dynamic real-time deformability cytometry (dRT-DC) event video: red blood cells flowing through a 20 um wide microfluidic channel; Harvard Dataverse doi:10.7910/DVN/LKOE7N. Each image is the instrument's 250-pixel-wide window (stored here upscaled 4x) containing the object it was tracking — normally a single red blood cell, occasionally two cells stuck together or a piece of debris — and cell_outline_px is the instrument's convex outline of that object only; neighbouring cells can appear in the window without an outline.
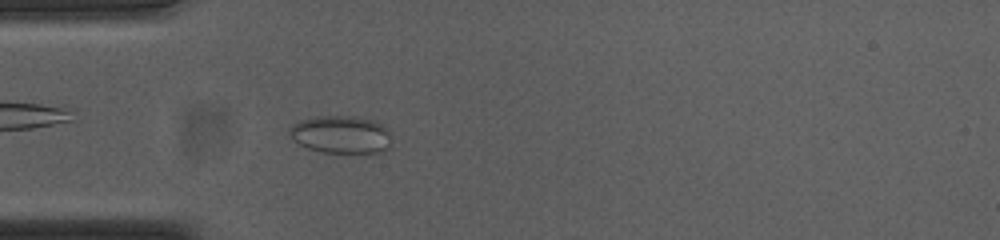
{"species": "common noctule bat (a hibernating species)", "species_latin": "Nyctalus noctula", "temperature_condition": "cold", "stored_images_in_passage": 54, "camera_frame_rate_fps": 3000, "um_per_image_px": 0.085, "animal": {"sex": "female", "body_mass_g": 23.0, "forearm_length_mm": 53.4}, "frame": {"image": 1, "passage_image": 15, "time_ms": 4.667, "image_size_px": [1000, 240], "cell_outline_px": [[392, 148], [380, 152], [324, 152], [308, 148], [300, 144], [288, 136], [288, 128], [292, 124], [300, 120], [316, 116], [356, 116], [372, 120], [388, 128], [392, 144]], "centroid_in_image_um": [28.99, 11.43], "position_along_channel_um": 56.0, "area_um2": 22.66}}
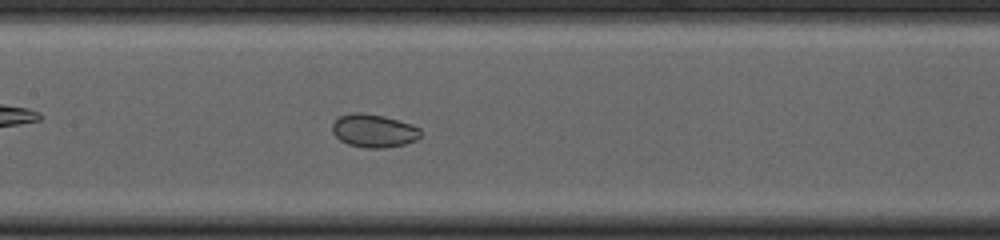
{"frame": {"image": 2, "passage_image": 25, "time_ms": 8.0, "image_size_px": [1000, 240], "cell_outline_px": [[420, 136], [416, 140], [404, 144], [384, 148], [364, 148], [348, 144], [340, 140], [332, 132], [332, 124], [340, 116], [352, 112], [360, 112], [384, 116], [412, 124], [420, 128]], "centroid_in_image_um": [31.76, 11.11], "position_along_channel_um": 175.6, "area_um2": 17.11}}
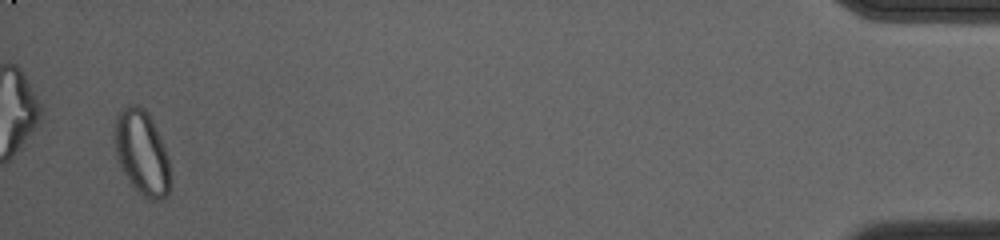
{"frame": {"image": 3, "passage_image": 52, "time_ms": 17.0, "image_size_px": [1000, 240], "cell_outline_px": [[168, 192], [160, 200], [148, 200], [128, 180], [120, 168], [112, 144], [112, 136], [116, 120], [120, 112], [128, 104], [140, 104], [148, 112], [152, 120], [168, 156]], "centroid_in_image_um": [11.99, 12.93], "position_along_channel_um": 423.2, "area_um2": 27.34}, "authors_computed_cell_mechanics": {"area_um2": 22.7154, "velocity_mm_per_s": 3.7023, "shape_relaxation_time_tau1_ms": 3.4618, "shape_relaxation_time_tau2_ms": 2.7781, "deformation_change_tau1": 0.053, "deformation_change_tau2": 0.0487}}